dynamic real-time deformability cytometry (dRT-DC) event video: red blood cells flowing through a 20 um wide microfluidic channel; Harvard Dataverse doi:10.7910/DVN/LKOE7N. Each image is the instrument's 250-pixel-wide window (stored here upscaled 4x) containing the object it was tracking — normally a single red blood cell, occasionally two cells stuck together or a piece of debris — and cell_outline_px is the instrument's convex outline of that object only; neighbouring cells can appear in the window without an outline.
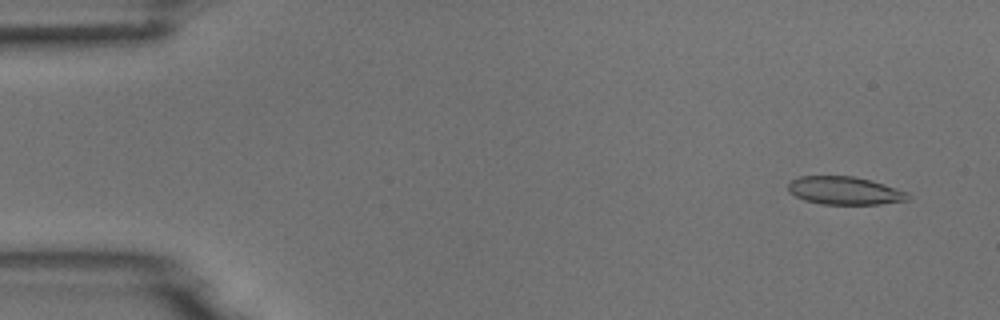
{"species": "common noctule bat (a hibernating species)", "species_latin": "Nyctalus noctula", "temperature_condition": "room temperature", "stored_images_in_passage": 5, "camera_frame_rate_fps": 3000, "um_per_image_px": 0.085, "animal": {"sex": "male", "body_mass_g": 18.8}, "frame": {"image": 1, "passage_image": 1, "time_ms": 0.0, "image_size_px": [1000, 320], "cell_outline_px": [[912, 196], [908, 200], [880, 204], [820, 204], [804, 200], [788, 192], [788, 184], [792, 180], [800, 176], [856, 176], [872, 180], [908, 192]], "centroid_in_image_um": [71.81, 16.2], "position_along_channel_um": 13.2, "area_um2": 19.71}}
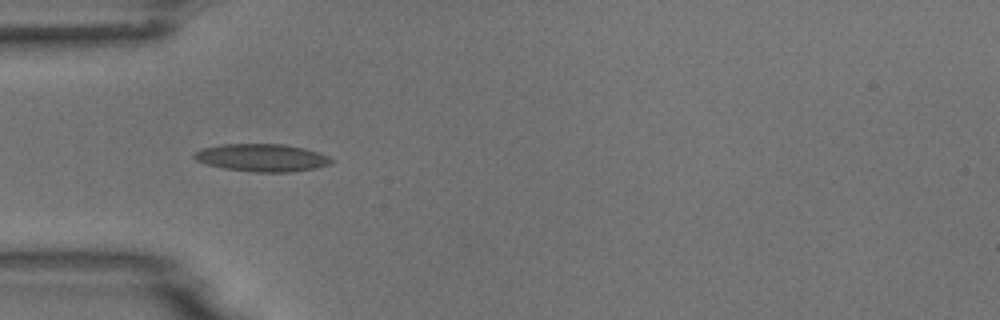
{"frame": {"image": 2, "passage_image": 4, "time_ms": 4.333, "image_size_px": [1000, 320], "cell_outline_px": [[332, 160], [328, 164], [316, 168], [288, 172], [256, 172], [224, 168], [208, 164], [196, 160], [192, 156], [200, 148], [220, 144], [284, 144], [304, 148], [328, 156]], "centroid_in_image_um": [22.22, 13.39], "position_along_channel_um": 62.8, "area_um2": 21.85}}